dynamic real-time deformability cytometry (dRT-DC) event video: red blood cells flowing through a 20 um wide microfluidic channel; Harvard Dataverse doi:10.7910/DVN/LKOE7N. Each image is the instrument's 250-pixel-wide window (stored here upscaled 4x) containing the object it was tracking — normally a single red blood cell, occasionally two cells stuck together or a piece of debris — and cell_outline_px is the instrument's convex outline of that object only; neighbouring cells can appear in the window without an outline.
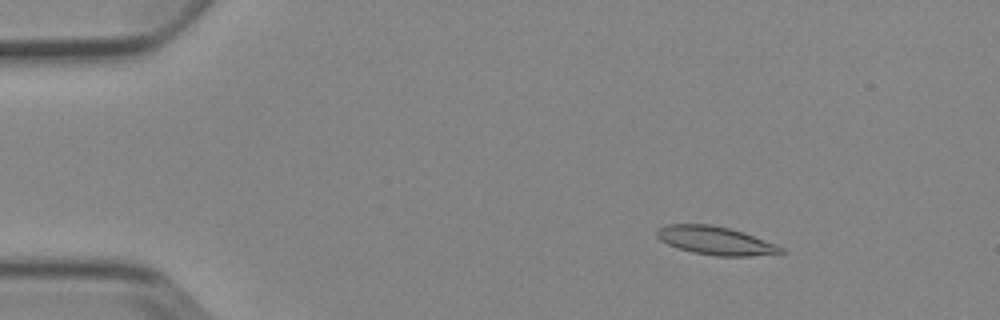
{"species": "Egyptian fruit bat (a non-hibernating species)", "species_latin": "Rousettus aegyptiacus", "temperature_condition": "cold", "stored_images_in_passage": 6, "camera_frame_rate_fps": 3000, "um_per_image_px": 0.085, "animal": {"sex": "female"}, "frame": {"image": 1, "passage_image": 3, "time_ms": 2.333, "image_size_px": [1000, 320], "cell_outline_px": [[784, 252], [748, 256], [716, 256], [692, 252], [668, 244], [660, 240], [656, 236], [656, 228], [668, 224], [712, 224], [728, 228], [776, 244], [784, 248]], "centroid_in_image_um": [60.75, 20.44], "position_along_channel_um": 24.2, "area_um2": 20.17}}
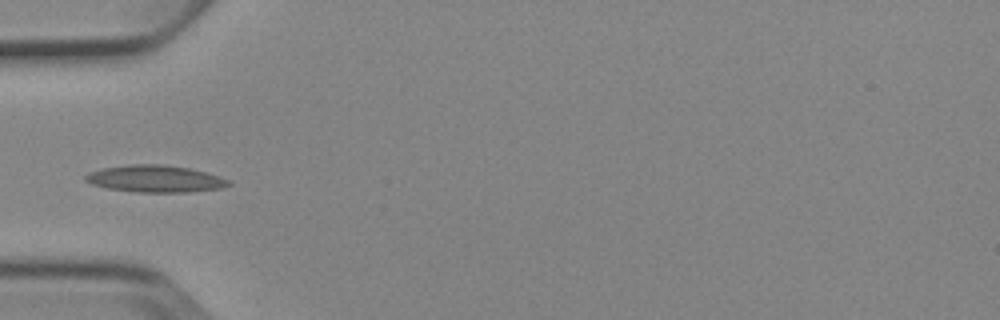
{"frame": {"image": 2, "passage_image": 6, "time_ms": 5.667, "image_size_px": [1000, 320], "cell_outline_px": [[232, 184], [220, 188], [188, 192], [140, 192], [108, 188], [92, 184], [84, 180], [84, 176], [88, 172], [100, 168], [128, 164], [164, 164], [188, 168], [220, 176], [228, 180]], "centroid_in_image_um": [13.15, 15.18], "position_along_channel_um": 71.9, "area_um2": 22.48}}